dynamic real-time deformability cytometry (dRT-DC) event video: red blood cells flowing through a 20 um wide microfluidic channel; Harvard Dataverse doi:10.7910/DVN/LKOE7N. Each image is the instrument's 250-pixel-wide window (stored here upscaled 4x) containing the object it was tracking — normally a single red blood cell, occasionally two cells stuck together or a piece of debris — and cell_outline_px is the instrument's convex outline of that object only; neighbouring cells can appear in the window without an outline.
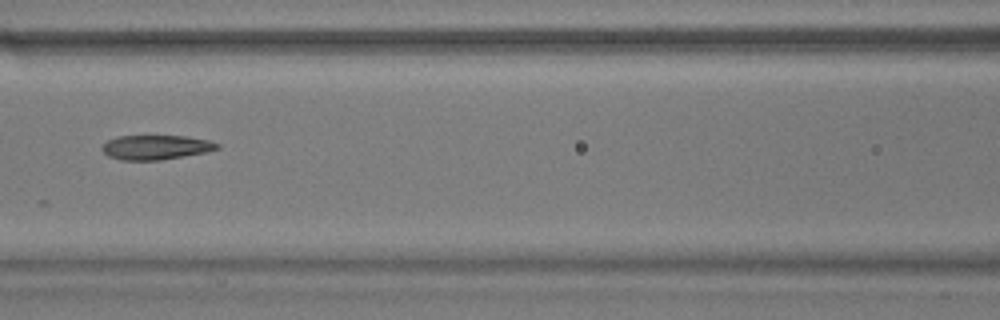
{"species": "common noctule bat (a hibernating species)", "species_latin": "Nyctalus noctula", "temperature_condition": "warm", "stored_images_in_passage": 8, "camera_frame_rate_fps": 3000, "um_per_image_px": 0.085, "animal": {"sex": "male", "body_mass_g": 17.9}, "frame": {"image": 1, "passage_image": 7, "time_ms": 2.0, "image_size_px": [1000, 320], "cell_outline_px": [[220, 148], [204, 152], [184, 156], [160, 160], [120, 160], [108, 156], [100, 148], [108, 140], [116, 136], [184, 136], [208, 140], [220, 144]], "centroid_in_image_um": [13.22, 12.52], "position_along_channel_um": 153.4, "area_um2": 16.36}}